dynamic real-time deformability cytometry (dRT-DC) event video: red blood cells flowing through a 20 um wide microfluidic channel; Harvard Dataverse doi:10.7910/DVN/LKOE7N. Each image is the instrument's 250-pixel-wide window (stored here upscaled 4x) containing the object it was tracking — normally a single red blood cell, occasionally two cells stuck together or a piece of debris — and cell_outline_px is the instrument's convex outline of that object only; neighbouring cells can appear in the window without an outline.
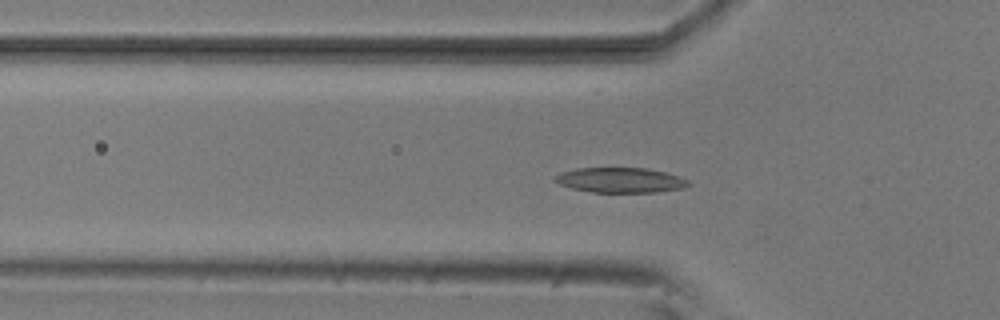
{"species": "common noctule bat (a hibernating species)", "species_latin": "Nyctalus noctula", "temperature_condition": "room temperature", "stored_images_in_passage": 54, "segment_of_instrument_passage": [1, 2], "camera_frame_rate_fps": 3000, "um_per_image_px": 0.085, "animal": {"sex": "male", "body_mass_g": 20.5, "forearm_length_mm": 52.5}, "frame": {"image": 1, "passage_image": 17, "time_ms": 5.333, "image_size_px": [1000, 320], "cell_outline_px": [[692, 184], [684, 188], [656, 192], [592, 192], [572, 188], [560, 184], [552, 180], [560, 172], [576, 168], [648, 168], [664, 172], [688, 180]], "centroid_in_image_um": [52.72, 15.31], "position_along_channel_um": 73.1, "area_um2": 19.42}}
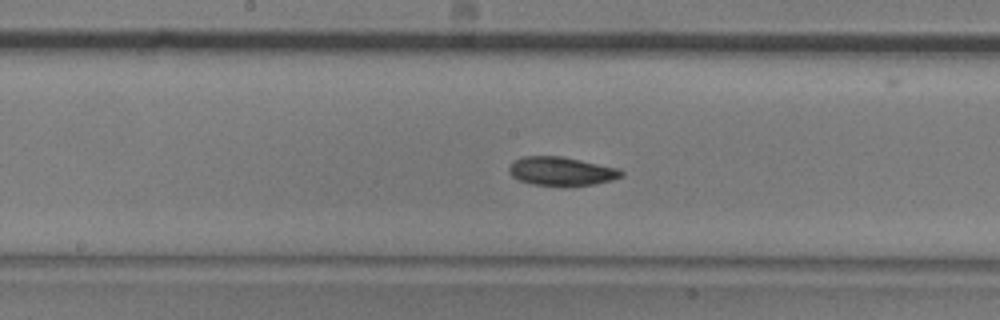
{"frame": {"image": 2, "passage_image": 27, "time_ms": 8.667, "image_size_px": [1000, 320], "cell_outline_px": [[624, 176], [612, 180], [592, 184], [532, 184], [520, 180], [512, 176], [508, 172], [508, 168], [512, 160], [524, 156], [560, 156], [620, 168], [624, 172]], "centroid_in_image_um": [47.71, 14.52], "position_along_channel_um": 200.5, "area_um2": 18.44}}
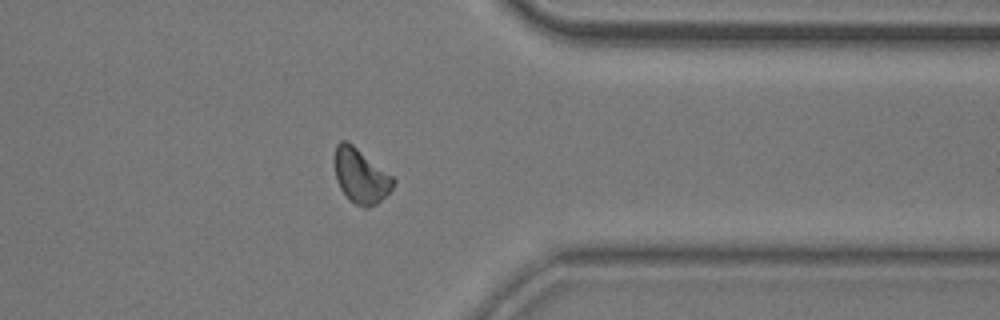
{"frame": {"image": 3, "passage_image": 42, "time_ms": 13.667, "image_size_px": [1000, 320], "cell_outline_px": [[396, 180], [392, 188], [376, 204], [368, 208], [364, 208], [356, 204], [340, 188], [336, 180], [332, 160], [336, 144], [340, 140], [348, 140], [392, 176]], "centroid_in_image_um": [30.61, 14.9], "position_along_channel_um": 380.8, "area_um2": 18.73}}